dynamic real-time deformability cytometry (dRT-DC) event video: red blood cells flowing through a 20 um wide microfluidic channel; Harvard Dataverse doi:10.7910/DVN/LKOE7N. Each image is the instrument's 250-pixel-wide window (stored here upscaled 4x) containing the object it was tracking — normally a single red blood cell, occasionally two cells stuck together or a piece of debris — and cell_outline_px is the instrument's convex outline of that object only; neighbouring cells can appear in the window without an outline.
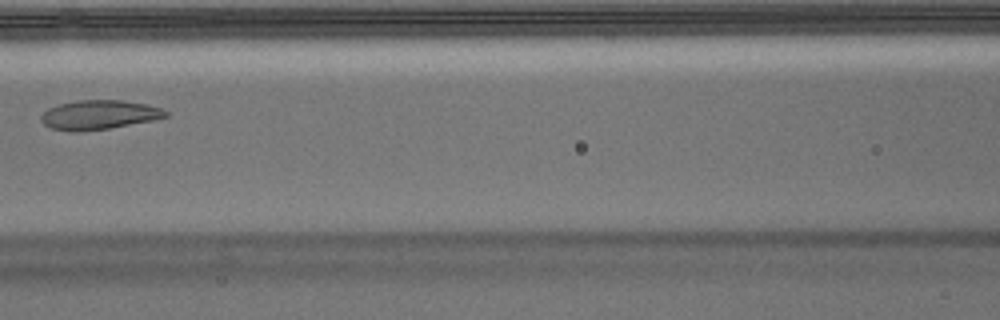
{"species": "Egyptian fruit bat (a non-hibernating species)", "species_latin": "Rousettus aegyptiacus", "temperature_condition": "warm", "stored_images_in_passage": 4, "camera_frame_rate_fps": 3000, "um_per_image_px": 0.085, "animal": {"sex": "male"}, "frame": {"image": 1, "passage_image": 4, "time_ms": 1.0, "image_size_px": [1000, 320], "cell_outline_px": [[168, 116], [152, 120], [108, 128], [80, 132], [68, 132], [52, 128], [44, 124], [40, 120], [40, 116], [48, 108], [60, 104], [80, 100], [124, 100], [144, 104], [160, 108], [168, 112]], "centroid_in_image_um": [8.37, 9.76], "position_along_channel_um": 158.2, "area_um2": 21.1}}